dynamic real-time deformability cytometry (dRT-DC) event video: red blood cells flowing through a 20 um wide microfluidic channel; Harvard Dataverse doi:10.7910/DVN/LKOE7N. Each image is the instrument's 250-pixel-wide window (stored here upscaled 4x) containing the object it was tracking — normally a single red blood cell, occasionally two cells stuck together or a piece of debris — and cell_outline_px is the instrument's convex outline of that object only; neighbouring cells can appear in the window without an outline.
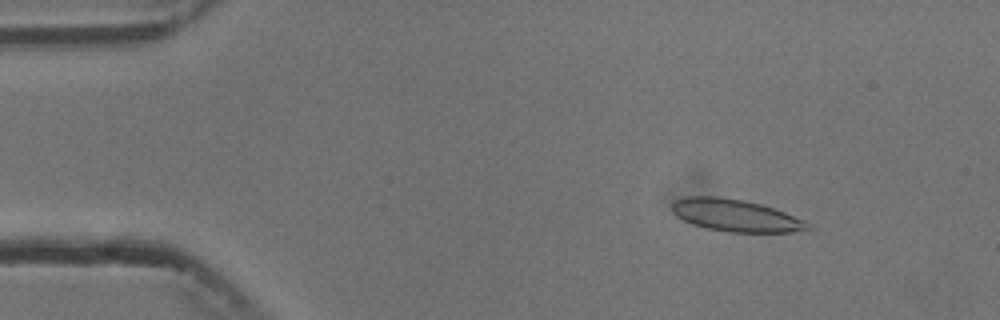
{"species": "common noctule bat (a hibernating species)", "species_latin": "Nyctalus noctula", "temperature_condition": "cold", "stored_images_in_passage": 4, "camera_frame_rate_fps": 3000, "um_per_image_px": 0.085, "animal": {"sex": "male", "body_mass_g": 13.3}, "frame": {"image": 1, "passage_image": 2, "time_ms": 1.0, "image_size_px": [1000, 320], "cell_outline_px": [[812, 228], [792, 232], [728, 232], [708, 228], [692, 224], [676, 216], [672, 212], [672, 204], [676, 200], [684, 196], [720, 196], [744, 200], [760, 204], [784, 212], [804, 220], [812, 224]], "centroid_in_image_um": [62.51, 18.3], "position_along_channel_um": 22.5, "area_um2": 25.43}}